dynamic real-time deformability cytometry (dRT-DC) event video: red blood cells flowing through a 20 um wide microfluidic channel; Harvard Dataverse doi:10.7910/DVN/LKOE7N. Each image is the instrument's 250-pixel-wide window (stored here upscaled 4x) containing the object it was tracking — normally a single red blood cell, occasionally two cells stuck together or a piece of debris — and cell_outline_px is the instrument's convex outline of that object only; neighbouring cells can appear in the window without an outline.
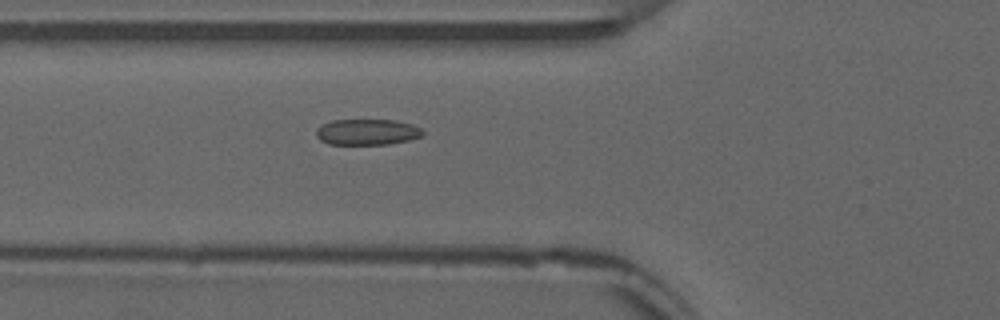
{"species": "common noctule bat (a hibernating species)", "species_latin": "Nyctalus noctula", "temperature_condition": "warm", "stored_images_in_passage": 55, "camera_frame_rate_fps": 3000, "um_per_image_px": 0.085, "animal": {"sex": "male", "forearm_length_mm": 52.5}, "frame": {"image": 1, "passage_image": 21, "time_ms": 6.667, "image_size_px": [1000, 320], "cell_outline_px": [[424, 136], [408, 140], [388, 144], [328, 144], [320, 140], [316, 136], [316, 128], [332, 120], [396, 120], [412, 124], [420, 128], [424, 132]], "centroid_in_image_um": [31.22, 11.22], "position_along_channel_um": 94.6, "area_um2": 16.13}}
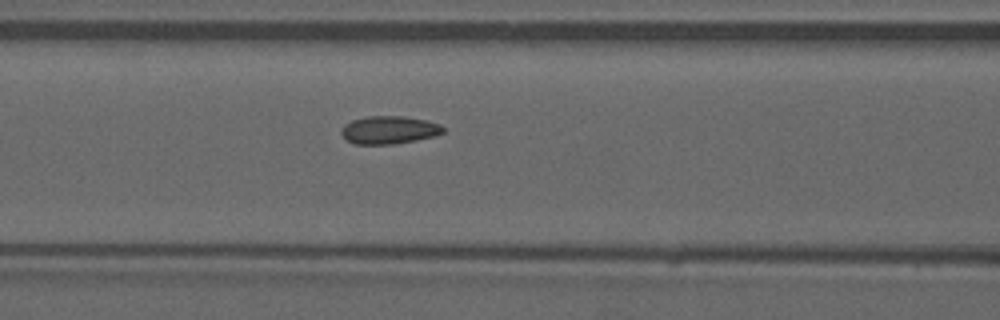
{"frame": {"image": 2, "passage_image": 24, "time_ms": 7.667, "image_size_px": [1000, 320], "cell_outline_px": [[444, 132], [436, 136], [416, 140], [392, 144], [356, 144], [348, 140], [340, 132], [344, 124], [352, 120], [368, 116], [404, 116], [424, 120], [440, 124], [444, 128]], "centroid_in_image_um": [33.08, 11.04], "position_along_channel_um": 133.5, "area_um2": 16.47}}
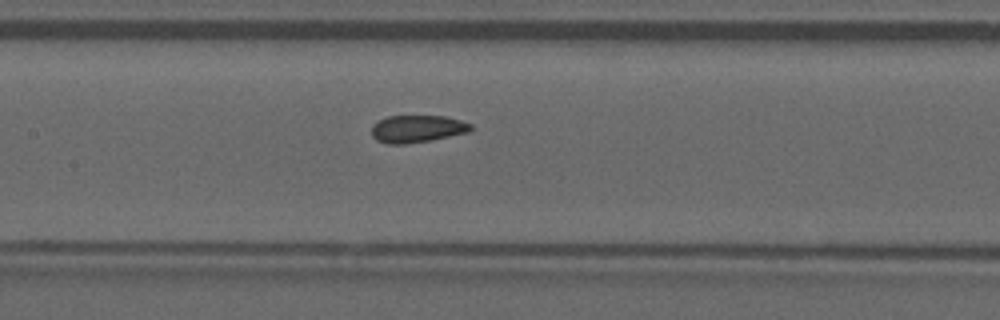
{"frame": {"image": 3, "passage_image": 27, "time_ms": 8.667, "image_size_px": [1000, 320], "cell_outline_px": [[472, 128], [468, 132], [432, 140], [404, 144], [388, 144], [376, 140], [372, 136], [372, 124], [388, 116], [444, 116], [460, 120], [472, 124]], "centroid_in_image_um": [35.45, 10.95], "position_along_channel_um": 172.0, "area_um2": 15.78}, "authors_computed_cell_mechanics": {"area_um2": 16.3574, "velocity_mm_per_s": 3.8574, "shape_relaxation_time_tau1_ms": null, "shape_relaxation_time_tau2_ms": 1.521, "deformation_change_tau1": null, "deformation_change_tau2": 0.0695}}